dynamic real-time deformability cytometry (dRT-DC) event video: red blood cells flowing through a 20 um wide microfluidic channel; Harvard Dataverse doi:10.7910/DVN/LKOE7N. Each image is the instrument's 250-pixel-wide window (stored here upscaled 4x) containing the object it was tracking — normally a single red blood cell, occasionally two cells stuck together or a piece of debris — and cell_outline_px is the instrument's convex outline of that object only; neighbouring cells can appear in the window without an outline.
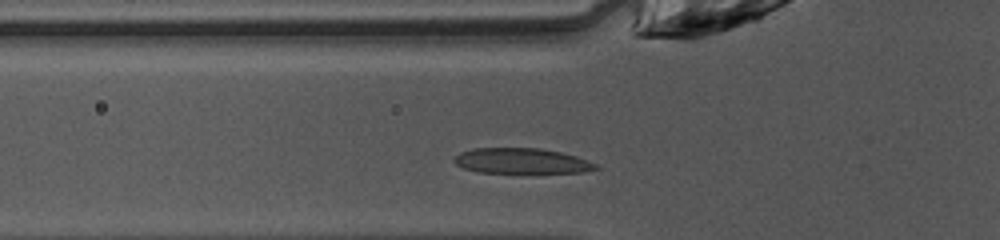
{"species": "common noctule bat (a hibernating species)", "species_latin": "Nyctalus noctula", "temperature_condition": "warm", "stored_images_in_passage": 26, "camera_frame_rate_fps": 3000, "um_per_image_px": 0.085, "animal": {"sex": "female", "body_mass_g": 10.0, "forearm_length_mm": 53.1}, "frame": {"image": 1, "passage_image": 2, "time_ms": 0.333, "image_size_px": [1000, 240], "cell_outline_px": [[600, 168], [584, 172], [476, 172], [464, 168], [456, 164], [452, 160], [460, 152], [472, 148], [540, 148], [560, 152], [576, 156], [588, 160], [596, 164]], "centroid_in_image_um": [44.32, 13.67], "position_along_channel_um": 81.5, "area_um2": 20.81}}
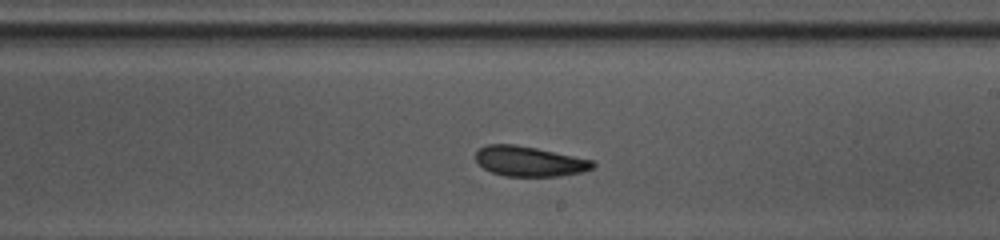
{"frame": {"image": 2, "passage_image": 14, "time_ms": 4.333, "image_size_px": [1000, 240], "cell_outline_px": [[596, 164], [592, 168], [580, 172], [560, 176], [504, 176], [492, 172], [484, 168], [476, 160], [476, 152], [480, 148], [488, 144], [516, 144], [536, 148], [592, 160]], "centroid_in_image_um": [44.98, 13.71], "position_along_channel_um": 244.0, "area_um2": 20.29}}
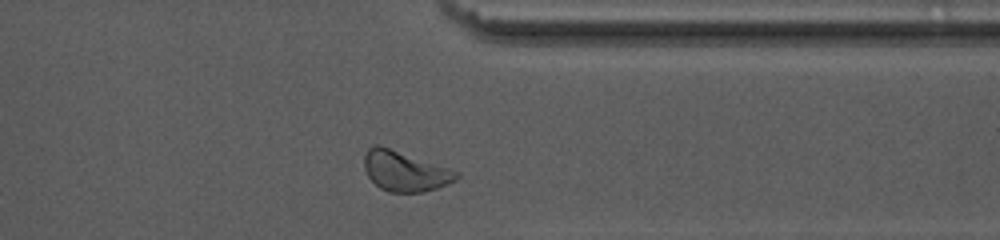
{"frame": {"image": 3, "passage_image": 24, "time_ms": 7.667, "image_size_px": [1000, 240], "cell_outline_px": [[460, 176], [456, 180], [448, 184], [424, 192], [388, 192], [380, 188], [368, 176], [364, 168], [364, 156], [368, 148], [372, 144], [380, 144], [460, 172]], "centroid_in_image_um": [34.41, 14.54], "position_along_channel_um": 377.0, "area_um2": 21.68}, "authors_computed_cell_mechanics": {"area_um2": 20.9525, "velocity_mm_per_s": 4.0468, "shape_relaxation_time_tau1_ms": 1.9743, "shape_relaxation_time_tau2_ms": 5.8023, "deformation_change_tau1": 0.1142, "deformation_change_tau2": 0.0744}}